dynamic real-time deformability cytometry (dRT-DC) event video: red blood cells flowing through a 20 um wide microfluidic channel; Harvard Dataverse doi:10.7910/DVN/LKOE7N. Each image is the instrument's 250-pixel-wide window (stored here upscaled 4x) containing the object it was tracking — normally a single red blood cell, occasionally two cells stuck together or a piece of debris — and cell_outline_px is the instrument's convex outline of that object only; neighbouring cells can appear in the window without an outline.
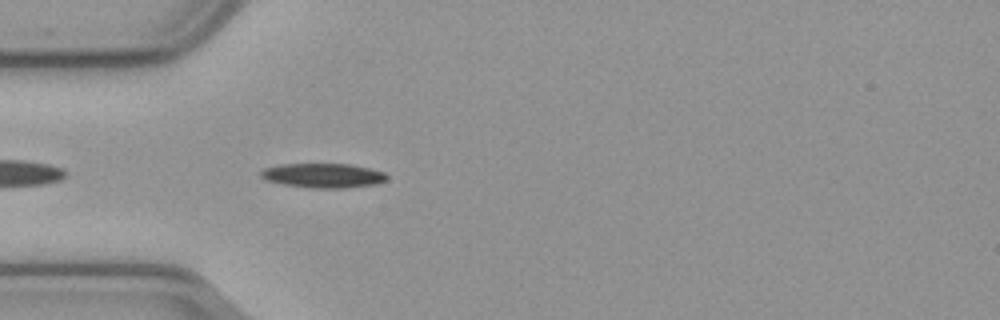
{"species": "common noctule bat (a hibernating species)", "species_latin": "Nyctalus noctula", "temperature_condition": "cold", "stored_images_in_passage": 43, "camera_frame_rate_fps": 3000, "um_per_image_px": 0.085, "animal": {"sex": "male", "body_mass_g": 23.1, "forearm_length_mm": 52.7}, "frame": {"image": 1, "passage_image": 3, "time_ms": 0.667, "image_size_px": [1000, 320], "cell_outline_px": [[388, 176], [384, 180], [376, 184], [344, 188], [308, 188], [284, 184], [268, 180], [260, 176], [260, 172], [264, 168], [280, 164], [348, 164], [368, 168], [384, 172]], "centroid_in_image_um": [27.45, 14.92], "position_along_channel_um": 57.5, "area_um2": 17.8}}
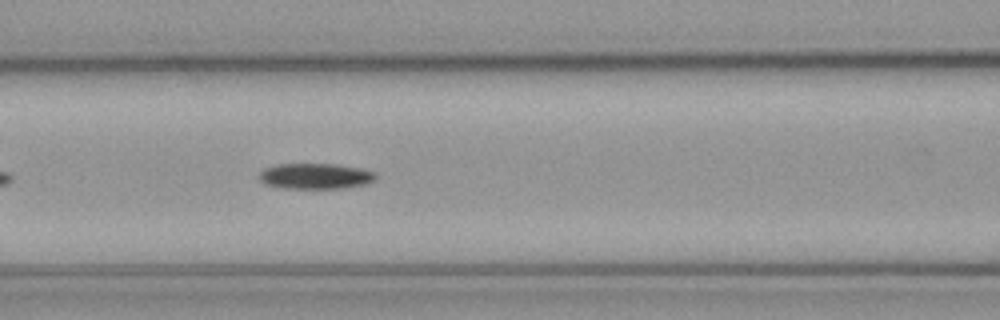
{"frame": {"image": 2, "passage_image": 10, "time_ms": 3.0, "image_size_px": [1000, 320], "cell_outline_px": [[376, 176], [368, 184], [344, 188], [284, 188], [264, 184], [260, 180], [260, 172], [264, 168], [276, 164], [336, 164], [376, 172]], "centroid_in_image_um": [26.79, 14.97], "position_along_channel_um": 139.8, "area_um2": 17.34}}
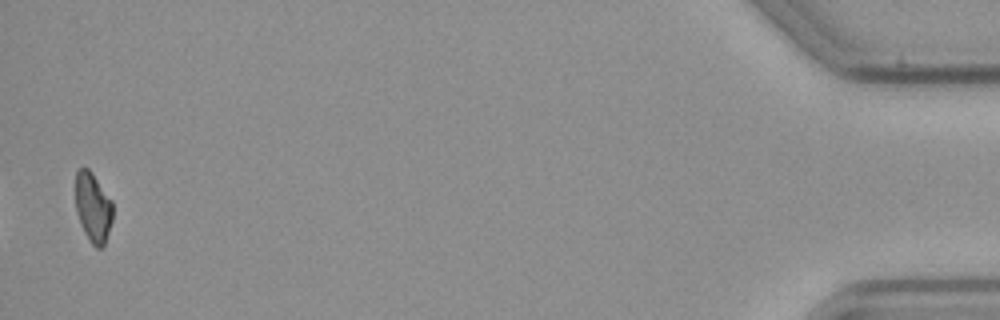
{"frame": {"image": 3, "passage_image": 42, "time_ms": 13.667, "image_size_px": [1000, 320], "cell_outline_px": [[112, 220], [104, 244], [100, 248], [96, 248], [92, 244], [84, 232], [76, 212], [76, 172], [80, 168], [88, 168], [112, 200]], "centroid_in_image_um": [7.9, 17.63], "position_along_channel_um": 427.3, "area_um2": 14.85}, "authors_computed_cell_mechanics": {"area_um2": 17.051, "velocity_mm_per_s": 3.6243, "shape_relaxation_time_tau1_ms": 4.4231, "shape_relaxation_time_tau2_ms": null, "deformation_change_tau1": 0.1244, "deformation_change_tau2": null}}